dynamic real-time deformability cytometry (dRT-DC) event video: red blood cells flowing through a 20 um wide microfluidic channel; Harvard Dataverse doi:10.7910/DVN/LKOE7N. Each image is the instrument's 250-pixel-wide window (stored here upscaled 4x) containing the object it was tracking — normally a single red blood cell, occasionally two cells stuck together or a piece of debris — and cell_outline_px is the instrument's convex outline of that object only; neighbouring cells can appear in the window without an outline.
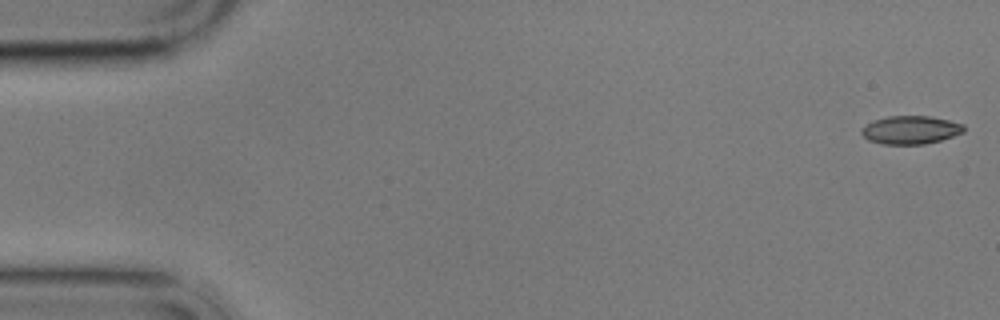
{"species": "common noctule bat (a hibernating species)", "species_latin": "Nyctalus noctula", "temperature_condition": "cold", "stored_images_in_passage": 6, "camera_frame_rate_fps": 3000, "um_per_image_px": 0.085, "animal": {"sex": "male", "body_mass_g": 17.9}, "frame": {"image": 1, "passage_image": 1, "time_ms": 0.0, "image_size_px": [1000, 320], "cell_outline_px": [[964, 132], [940, 140], [924, 144], [880, 144], [868, 140], [860, 132], [860, 128], [872, 120], [888, 116], [928, 116], [948, 120], [964, 124]], "centroid_in_image_um": [77.35, 11.04], "position_along_channel_um": 7.6, "area_um2": 16.88}}